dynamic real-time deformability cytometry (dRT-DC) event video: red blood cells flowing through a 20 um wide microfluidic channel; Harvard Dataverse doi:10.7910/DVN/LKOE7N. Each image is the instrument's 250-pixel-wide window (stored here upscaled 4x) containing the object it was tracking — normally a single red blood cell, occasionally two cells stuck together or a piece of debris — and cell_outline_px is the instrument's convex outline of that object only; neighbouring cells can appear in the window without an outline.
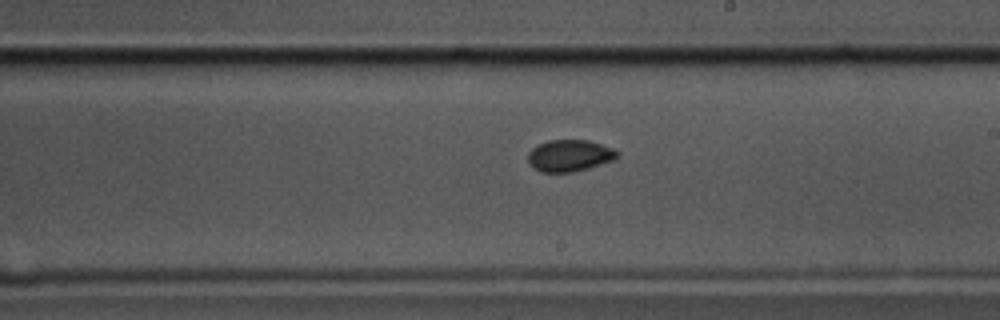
{"species": "common noctule bat (a hibernating species)", "species_latin": "Nyctalus noctula", "temperature_condition": "cold", "stored_images_in_passage": 44, "camera_frame_rate_fps": 3000, "um_per_image_px": 0.085, "animal": {"sex": "male", "body_mass_g": 17.5, "forearm_length_mm": 52.3}, "frame": {"image": 1, "passage_image": 30, "time_ms": 9.667, "image_size_px": [1000, 320], "cell_outline_px": [[616, 156], [612, 160], [588, 168], [572, 172], [540, 172], [532, 168], [528, 164], [528, 152], [532, 148], [548, 140], [588, 140], [612, 148], [616, 152]], "centroid_in_image_um": [48.33, 13.23], "position_along_channel_um": 240.7, "area_um2": 16.3}}
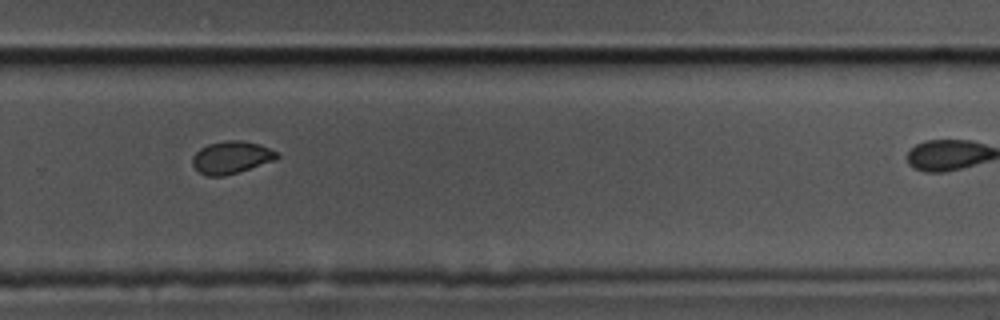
{"frame": {"image": 2, "passage_image": 36, "time_ms": 11.667, "image_size_px": [1000, 320], "cell_outline_px": [[280, 156], [276, 160], [240, 172], [224, 176], [208, 176], [200, 172], [192, 164], [192, 156], [200, 148], [208, 144], [228, 140], [240, 140], [260, 144], [280, 152]], "centroid_in_image_um": [19.71, 13.38], "position_along_channel_um": 310.1, "area_um2": 16.18}}
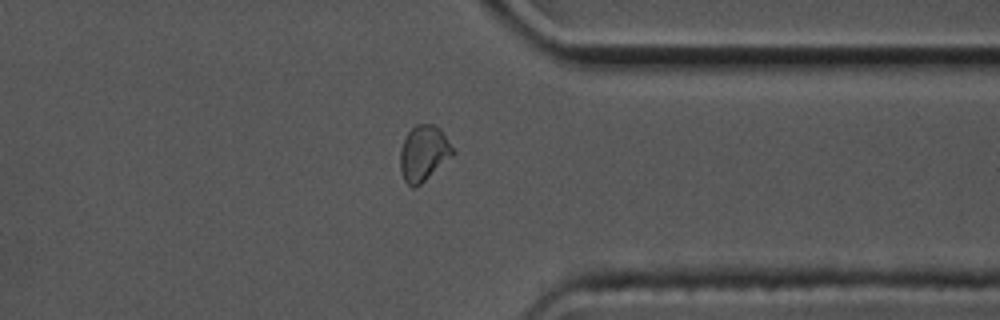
{"frame": {"image": 3, "passage_image": 42, "time_ms": 13.667, "image_size_px": [1000, 320], "cell_outline_px": [[456, 152], [452, 156], [420, 184], [412, 188], [404, 180], [400, 172], [400, 148], [408, 132], [416, 124], [432, 124], [440, 128]], "centroid_in_image_um": [36.0, 13.02], "position_along_channel_um": 375.4, "area_um2": 16.94}}